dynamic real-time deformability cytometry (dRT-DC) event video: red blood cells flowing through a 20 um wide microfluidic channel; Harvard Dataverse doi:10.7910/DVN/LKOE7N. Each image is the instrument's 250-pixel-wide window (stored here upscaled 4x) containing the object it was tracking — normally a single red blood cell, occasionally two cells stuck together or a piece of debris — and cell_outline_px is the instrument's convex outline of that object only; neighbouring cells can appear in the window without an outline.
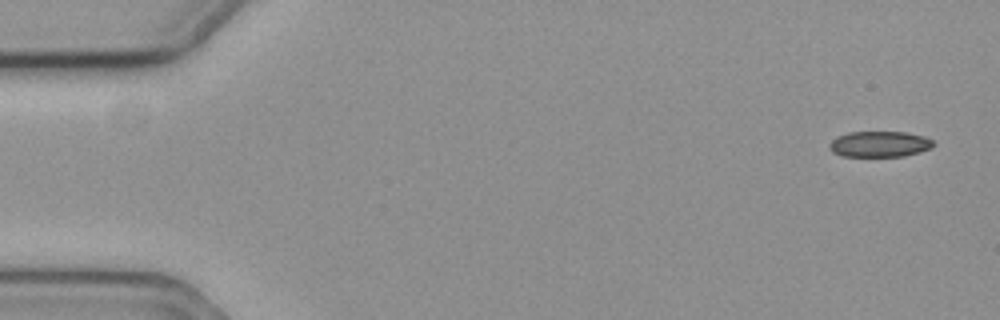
{"species": "common noctule bat (a hibernating species)", "species_latin": "Nyctalus noctula", "temperature_condition": "cold", "stored_images_in_passage": 5, "camera_frame_rate_fps": 3000, "um_per_image_px": 0.085, "animal": {"sex": "female", "body_mass_g": 19.3, "forearm_length_mm": 54.1}, "frame": {"image": 1, "passage_image": 1, "time_ms": 0.0, "image_size_px": [1000, 320], "cell_outline_px": [[936, 144], [932, 148], [920, 152], [904, 156], [840, 156], [832, 152], [828, 148], [828, 144], [832, 140], [848, 132], [904, 132], [924, 136], [932, 140]], "centroid_in_image_um": [74.77, 12.25], "position_along_channel_um": 10.2, "area_um2": 15.72}}
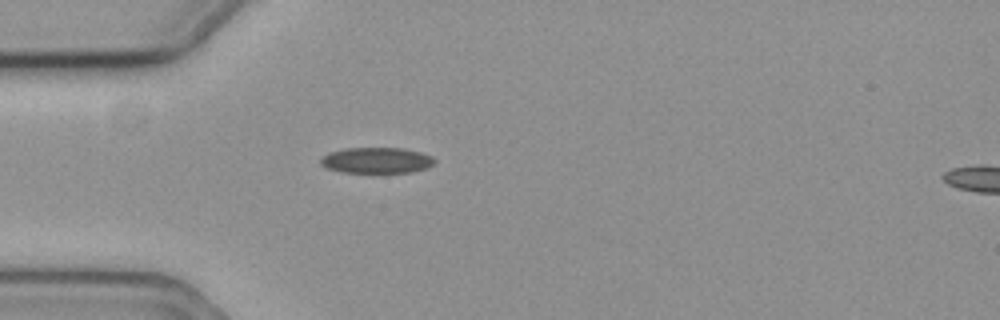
{"frame": {"image": 2, "passage_image": 5, "time_ms": 1.333, "image_size_px": [1000, 320], "cell_outline_px": [[436, 164], [428, 168], [412, 172], [340, 172], [328, 168], [320, 164], [320, 160], [328, 152], [344, 148], [404, 148], [420, 152], [432, 156], [436, 160]], "centroid_in_image_um": [32.05, 13.62], "position_along_channel_um": 53.0, "area_um2": 17.28}}